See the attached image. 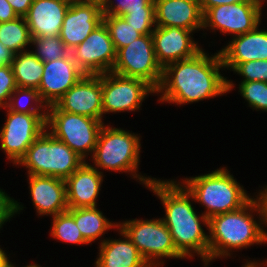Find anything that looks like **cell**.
<instances>
[{
  "label": "cell",
  "instance_id": "obj_22",
  "mask_svg": "<svg viewBox=\"0 0 267 267\" xmlns=\"http://www.w3.org/2000/svg\"><path fill=\"white\" fill-rule=\"evenodd\" d=\"M223 66L235 69L240 63L251 60H267V31H257V27L239 35L232 44L219 52Z\"/></svg>",
  "mask_w": 267,
  "mask_h": 267
},
{
  "label": "cell",
  "instance_id": "obj_40",
  "mask_svg": "<svg viewBox=\"0 0 267 267\" xmlns=\"http://www.w3.org/2000/svg\"><path fill=\"white\" fill-rule=\"evenodd\" d=\"M13 57L14 53L0 42V61L3 64H11Z\"/></svg>",
  "mask_w": 267,
  "mask_h": 267
},
{
  "label": "cell",
  "instance_id": "obj_27",
  "mask_svg": "<svg viewBox=\"0 0 267 267\" xmlns=\"http://www.w3.org/2000/svg\"><path fill=\"white\" fill-rule=\"evenodd\" d=\"M103 23L109 31L116 52L142 36L122 16L103 15Z\"/></svg>",
  "mask_w": 267,
  "mask_h": 267
},
{
  "label": "cell",
  "instance_id": "obj_23",
  "mask_svg": "<svg viewBox=\"0 0 267 267\" xmlns=\"http://www.w3.org/2000/svg\"><path fill=\"white\" fill-rule=\"evenodd\" d=\"M96 264L97 267H151V263L145 261L130 239L104 241Z\"/></svg>",
  "mask_w": 267,
  "mask_h": 267
},
{
  "label": "cell",
  "instance_id": "obj_31",
  "mask_svg": "<svg viewBox=\"0 0 267 267\" xmlns=\"http://www.w3.org/2000/svg\"><path fill=\"white\" fill-rule=\"evenodd\" d=\"M241 94L256 109L267 110V82L243 81L240 85Z\"/></svg>",
  "mask_w": 267,
  "mask_h": 267
},
{
  "label": "cell",
  "instance_id": "obj_20",
  "mask_svg": "<svg viewBox=\"0 0 267 267\" xmlns=\"http://www.w3.org/2000/svg\"><path fill=\"white\" fill-rule=\"evenodd\" d=\"M33 203L40 214H54L68 210L65 180L44 175H30Z\"/></svg>",
  "mask_w": 267,
  "mask_h": 267
},
{
  "label": "cell",
  "instance_id": "obj_10",
  "mask_svg": "<svg viewBox=\"0 0 267 267\" xmlns=\"http://www.w3.org/2000/svg\"><path fill=\"white\" fill-rule=\"evenodd\" d=\"M8 112L7 122L0 133L1 148L10 159L18 163L31 144L43 133L47 125V115Z\"/></svg>",
  "mask_w": 267,
  "mask_h": 267
},
{
  "label": "cell",
  "instance_id": "obj_11",
  "mask_svg": "<svg viewBox=\"0 0 267 267\" xmlns=\"http://www.w3.org/2000/svg\"><path fill=\"white\" fill-rule=\"evenodd\" d=\"M70 53L75 64L87 75L106 74L116 61V50L104 23Z\"/></svg>",
  "mask_w": 267,
  "mask_h": 267
},
{
  "label": "cell",
  "instance_id": "obj_41",
  "mask_svg": "<svg viewBox=\"0 0 267 267\" xmlns=\"http://www.w3.org/2000/svg\"><path fill=\"white\" fill-rule=\"evenodd\" d=\"M7 261L8 260L4 252H0V267H2Z\"/></svg>",
  "mask_w": 267,
  "mask_h": 267
},
{
  "label": "cell",
  "instance_id": "obj_5",
  "mask_svg": "<svg viewBox=\"0 0 267 267\" xmlns=\"http://www.w3.org/2000/svg\"><path fill=\"white\" fill-rule=\"evenodd\" d=\"M18 163L29 168L30 175L66 179L84 162L64 142L43 132L27 149Z\"/></svg>",
  "mask_w": 267,
  "mask_h": 267
},
{
  "label": "cell",
  "instance_id": "obj_38",
  "mask_svg": "<svg viewBox=\"0 0 267 267\" xmlns=\"http://www.w3.org/2000/svg\"><path fill=\"white\" fill-rule=\"evenodd\" d=\"M18 17H25L33 3V0H7Z\"/></svg>",
  "mask_w": 267,
  "mask_h": 267
},
{
  "label": "cell",
  "instance_id": "obj_25",
  "mask_svg": "<svg viewBox=\"0 0 267 267\" xmlns=\"http://www.w3.org/2000/svg\"><path fill=\"white\" fill-rule=\"evenodd\" d=\"M83 238L89 243L99 237L111 223L95 207L68 208Z\"/></svg>",
  "mask_w": 267,
  "mask_h": 267
},
{
  "label": "cell",
  "instance_id": "obj_21",
  "mask_svg": "<svg viewBox=\"0 0 267 267\" xmlns=\"http://www.w3.org/2000/svg\"><path fill=\"white\" fill-rule=\"evenodd\" d=\"M101 180L100 172L83 163L65 179L68 208L95 207Z\"/></svg>",
  "mask_w": 267,
  "mask_h": 267
},
{
  "label": "cell",
  "instance_id": "obj_32",
  "mask_svg": "<svg viewBox=\"0 0 267 267\" xmlns=\"http://www.w3.org/2000/svg\"><path fill=\"white\" fill-rule=\"evenodd\" d=\"M234 71L245 76L246 79L244 81L267 82V60H251L240 63Z\"/></svg>",
  "mask_w": 267,
  "mask_h": 267
},
{
  "label": "cell",
  "instance_id": "obj_29",
  "mask_svg": "<svg viewBox=\"0 0 267 267\" xmlns=\"http://www.w3.org/2000/svg\"><path fill=\"white\" fill-rule=\"evenodd\" d=\"M31 42L38 45L39 52L33 54L44 63L64 58L70 54V50L64 45L60 36L32 38Z\"/></svg>",
  "mask_w": 267,
  "mask_h": 267
},
{
  "label": "cell",
  "instance_id": "obj_45",
  "mask_svg": "<svg viewBox=\"0 0 267 267\" xmlns=\"http://www.w3.org/2000/svg\"><path fill=\"white\" fill-rule=\"evenodd\" d=\"M8 267H13L11 264H9V262H8ZM27 267H38V266H36V265H30V266H27Z\"/></svg>",
  "mask_w": 267,
  "mask_h": 267
},
{
  "label": "cell",
  "instance_id": "obj_8",
  "mask_svg": "<svg viewBox=\"0 0 267 267\" xmlns=\"http://www.w3.org/2000/svg\"><path fill=\"white\" fill-rule=\"evenodd\" d=\"M139 142L123 130L102 127L94 149L96 165L112 170H135L138 163Z\"/></svg>",
  "mask_w": 267,
  "mask_h": 267
},
{
  "label": "cell",
  "instance_id": "obj_6",
  "mask_svg": "<svg viewBox=\"0 0 267 267\" xmlns=\"http://www.w3.org/2000/svg\"><path fill=\"white\" fill-rule=\"evenodd\" d=\"M112 73L145 80L155 90L159 87L163 68L158 63L151 34L142 35L116 52Z\"/></svg>",
  "mask_w": 267,
  "mask_h": 267
},
{
  "label": "cell",
  "instance_id": "obj_33",
  "mask_svg": "<svg viewBox=\"0 0 267 267\" xmlns=\"http://www.w3.org/2000/svg\"><path fill=\"white\" fill-rule=\"evenodd\" d=\"M108 7L109 5H102L103 15L122 16L126 11L143 10V7H155V3L154 0H121L114 9H109Z\"/></svg>",
  "mask_w": 267,
  "mask_h": 267
},
{
  "label": "cell",
  "instance_id": "obj_43",
  "mask_svg": "<svg viewBox=\"0 0 267 267\" xmlns=\"http://www.w3.org/2000/svg\"><path fill=\"white\" fill-rule=\"evenodd\" d=\"M262 198L265 202V205H266V210H267V192L265 194L262 193ZM267 221V220H266Z\"/></svg>",
  "mask_w": 267,
  "mask_h": 267
},
{
  "label": "cell",
  "instance_id": "obj_44",
  "mask_svg": "<svg viewBox=\"0 0 267 267\" xmlns=\"http://www.w3.org/2000/svg\"><path fill=\"white\" fill-rule=\"evenodd\" d=\"M245 267H256V265L254 263H250V264L248 263L247 266Z\"/></svg>",
  "mask_w": 267,
  "mask_h": 267
},
{
  "label": "cell",
  "instance_id": "obj_17",
  "mask_svg": "<svg viewBox=\"0 0 267 267\" xmlns=\"http://www.w3.org/2000/svg\"><path fill=\"white\" fill-rule=\"evenodd\" d=\"M191 30L179 27H159L152 32L154 50L162 68L172 62L193 57L200 48L189 37Z\"/></svg>",
  "mask_w": 267,
  "mask_h": 267
},
{
  "label": "cell",
  "instance_id": "obj_34",
  "mask_svg": "<svg viewBox=\"0 0 267 267\" xmlns=\"http://www.w3.org/2000/svg\"><path fill=\"white\" fill-rule=\"evenodd\" d=\"M17 88L15 77L10 64H4L0 67V106L3 99L11 97Z\"/></svg>",
  "mask_w": 267,
  "mask_h": 267
},
{
  "label": "cell",
  "instance_id": "obj_1",
  "mask_svg": "<svg viewBox=\"0 0 267 267\" xmlns=\"http://www.w3.org/2000/svg\"><path fill=\"white\" fill-rule=\"evenodd\" d=\"M172 64L163 68L162 80L156 90L159 92L168 86L162 100L188 103L219 95L232 87L219 74L218 70L223 66L220 53L210 59L200 50L193 57L177 61L174 66ZM169 73L175 75L171 82L168 81Z\"/></svg>",
  "mask_w": 267,
  "mask_h": 267
},
{
  "label": "cell",
  "instance_id": "obj_4",
  "mask_svg": "<svg viewBox=\"0 0 267 267\" xmlns=\"http://www.w3.org/2000/svg\"><path fill=\"white\" fill-rule=\"evenodd\" d=\"M226 172L220 169L186 181L190 196L208 207L209 212L202 216L206 224L209 218L237 210L250 200L233 177Z\"/></svg>",
  "mask_w": 267,
  "mask_h": 267
},
{
  "label": "cell",
  "instance_id": "obj_19",
  "mask_svg": "<svg viewBox=\"0 0 267 267\" xmlns=\"http://www.w3.org/2000/svg\"><path fill=\"white\" fill-rule=\"evenodd\" d=\"M155 22L159 27L187 30L204 27L200 0H154Z\"/></svg>",
  "mask_w": 267,
  "mask_h": 267
},
{
  "label": "cell",
  "instance_id": "obj_37",
  "mask_svg": "<svg viewBox=\"0 0 267 267\" xmlns=\"http://www.w3.org/2000/svg\"><path fill=\"white\" fill-rule=\"evenodd\" d=\"M244 2H260V0H200L201 9L203 14L212 7H216L223 4H236Z\"/></svg>",
  "mask_w": 267,
  "mask_h": 267
},
{
  "label": "cell",
  "instance_id": "obj_30",
  "mask_svg": "<svg viewBox=\"0 0 267 267\" xmlns=\"http://www.w3.org/2000/svg\"><path fill=\"white\" fill-rule=\"evenodd\" d=\"M122 17L142 35L152 34L150 28L155 23V7H143V10L126 11Z\"/></svg>",
  "mask_w": 267,
  "mask_h": 267
},
{
  "label": "cell",
  "instance_id": "obj_16",
  "mask_svg": "<svg viewBox=\"0 0 267 267\" xmlns=\"http://www.w3.org/2000/svg\"><path fill=\"white\" fill-rule=\"evenodd\" d=\"M85 73L75 64L71 53L55 61L44 63L43 75L38 88L41 99L48 105L56 102L74 86Z\"/></svg>",
  "mask_w": 267,
  "mask_h": 267
},
{
  "label": "cell",
  "instance_id": "obj_2",
  "mask_svg": "<svg viewBox=\"0 0 267 267\" xmlns=\"http://www.w3.org/2000/svg\"><path fill=\"white\" fill-rule=\"evenodd\" d=\"M139 179L144 180L163 201L166 207L163 222L171 233L176 250L185 257L189 254V248L194 249L203 260L208 261L209 237L203 233L199 218L188 200L190 193L173 182Z\"/></svg>",
  "mask_w": 267,
  "mask_h": 267
},
{
  "label": "cell",
  "instance_id": "obj_14",
  "mask_svg": "<svg viewBox=\"0 0 267 267\" xmlns=\"http://www.w3.org/2000/svg\"><path fill=\"white\" fill-rule=\"evenodd\" d=\"M64 112L84 115L101 121L102 74H85L55 104Z\"/></svg>",
  "mask_w": 267,
  "mask_h": 267
},
{
  "label": "cell",
  "instance_id": "obj_7",
  "mask_svg": "<svg viewBox=\"0 0 267 267\" xmlns=\"http://www.w3.org/2000/svg\"><path fill=\"white\" fill-rule=\"evenodd\" d=\"M48 107L52 108V113L47 115L46 124H52L51 135L54 138L64 142L82 159L85 156L84 150L94 151L103 127L102 121L61 111L55 105Z\"/></svg>",
  "mask_w": 267,
  "mask_h": 267
},
{
  "label": "cell",
  "instance_id": "obj_12",
  "mask_svg": "<svg viewBox=\"0 0 267 267\" xmlns=\"http://www.w3.org/2000/svg\"><path fill=\"white\" fill-rule=\"evenodd\" d=\"M113 77L102 74L103 113L132 111L139 108V104L147 92L156 91L145 80L139 78L124 77L115 73Z\"/></svg>",
  "mask_w": 267,
  "mask_h": 267
},
{
  "label": "cell",
  "instance_id": "obj_3",
  "mask_svg": "<svg viewBox=\"0 0 267 267\" xmlns=\"http://www.w3.org/2000/svg\"><path fill=\"white\" fill-rule=\"evenodd\" d=\"M260 198L258 204L257 201L250 199L237 210L215 215L208 219V227L211 231L210 235H212L209 238L208 260L225 254L226 251L223 249L226 247L240 248L254 242L262 243L267 240V234L263 232V229H260L253 221L251 215L244 212L248 207H258L260 213L265 217L264 219L267 220L266 205L262 196Z\"/></svg>",
  "mask_w": 267,
  "mask_h": 267
},
{
  "label": "cell",
  "instance_id": "obj_15",
  "mask_svg": "<svg viewBox=\"0 0 267 267\" xmlns=\"http://www.w3.org/2000/svg\"><path fill=\"white\" fill-rule=\"evenodd\" d=\"M260 5V2H244L209 8L203 14L204 27L210 21L211 27L220 28L224 33L245 34L257 27Z\"/></svg>",
  "mask_w": 267,
  "mask_h": 267
},
{
  "label": "cell",
  "instance_id": "obj_36",
  "mask_svg": "<svg viewBox=\"0 0 267 267\" xmlns=\"http://www.w3.org/2000/svg\"><path fill=\"white\" fill-rule=\"evenodd\" d=\"M14 91L16 92H19L21 93L20 91H22V94L26 95L27 97L31 98V99H34L36 102L40 100V102H43L41 101V97H40V94H39V91L37 89H32V88H23V87H17ZM19 103V102H18ZM12 104H9L8 107H10V111H13V112H16V113H38V108L36 109H25L23 108H19L16 107V106H11Z\"/></svg>",
  "mask_w": 267,
  "mask_h": 267
},
{
  "label": "cell",
  "instance_id": "obj_35",
  "mask_svg": "<svg viewBox=\"0 0 267 267\" xmlns=\"http://www.w3.org/2000/svg\"><path fill=\"white\" fill-rule=\"evenodd\" d=\"M19 208L17 203L0 191V227Z\"/></svg>",
  "mask_w": 267,
  "mask_h": 267
},
{
  "label": "cell",
  "instance_id": "obj_42",
  "mask_svg": "<svg viewBox=\"0 0 267 267\" xmlns=\"http://www.w3.org/2000/svg\"><path fill=\"white\" fill-rule=\"evenodd\" d=\"M85 2H95V3H99L101 5H106L108 0H84Z\"/></svg>",
  "mask_w": 267,
  "mask_h": 267
},
{
  "label": "cell",
  "instance_id": "obj_9",
  "mask_svg": "<svg viewBox=\"0 0 267 267\" xmlns=\"http://www.w3.org/2000/svg\"><path fill=\"white\" fill-rule=\"evenodd\" d=\"M122 228L121 233L132 241L147 263L152 256L183 257L176 250L171 233L163 220H133L124 223Z\"/></svg>",
  "mask_w": 267,
  "mask_h": 267
},
{
  "label": "cell",
  "instance_id": "obj_24",
  "mask_svg": "<svg viewBox=\"0 0 267 267\" xmlns=\"http://www.w3.org/2000/svg\"><path fill=\"white\" fill-rule=\"evenodd\" d=\"M17 56L14 54L10 64L17 87L38 90L43 75L44 62L31 52H23L19 57Z\"/></svg>",
  "mask_w": 267,
  "mask_h": 267
},
{
  "label": "cell",
  "instance_id": "obj_39",
  "mask_svg": "<svg viewBox=\"0 0 267 267\" xmlns=\"http://www.w3.org/2000/svg\"><path fill=\"white\" fill-rule=\"evenodd\" d=\"M18 16L7 0H0V23L12 21Z\"/></svg>",
  "mask_w": 267,
  "mask_h": 267
},
{
  "label": "cell",
  "instance_id": "obj_18",
  "mask_svg": "<svg viewBox=\"0 0 267 267\" xmlns=\"http://www.w3.org/2000/svg\"><path fill=\"white\" fill-rule=\"evenodd\" d=\"M72 0H33L25 16L32 38L59 36Z\"/></svg>",
  "mask_w": 267,
  "mask_h": 267
},
{
  "label": "cell",
  "instance_id": "obj_46",
  "mask_svg": "<svg viewBox=\"0 0 267 267\" xmlns=\"http://www.w3.org/2000/svg\"><path fill=\"white\" fill-rule=\"evenodd\" d=\"M2 267H8V261Z\"/></svg>",
  "mask_w": 267,
  "mask_h": 267
},
{
  "label": "cell",
  "instance_id": "obj_13",
  "mask_svg": "<svg viewBox=\"0 0 267 267\" xmlns=\"http://www.w3.org/2000/svg\"><path fill=\"white\" fill-rule=\"evenodd\" d=\"M102 23L101 4L72 0L62 23L60 39L71 51Z\"/></svg>",
  "mask_w": 267,
  "mask_h": 267
},
{
  "label": "cell",
  "instance_id": "obj_28",
  "mask_svg": "<svg viewBox=\"0 0 267 267\" xmlns=\"http://www.w3.org/2000/svg\"><path fill=\"white\" fill-rule=\"evenodd\" d=\"M52 235L55 238L70 243H88L78 229L74 217L68 212L57 214L54 216Z\"/></svg>",
  "mask_w": 267,
  "mask_h": 267
},
{
  "label": "cell",
  "instance_id": "obj_26",
  "mask_svg": "<svg viewBox=\"0 0 267 267\" xmlns=\"http://www.w3.org/2000/svg\"><path fill=\"white\" fill-rule=\"evenodd\" d=\"M20 19L23 21L20 22ZM31 40L32 36L25 17H17L12 21L0 23V42L14 54L28 43H32Z\"/></svg>",
  "mask_w": 267,
  "mask_h": 267
}]
</instances>
